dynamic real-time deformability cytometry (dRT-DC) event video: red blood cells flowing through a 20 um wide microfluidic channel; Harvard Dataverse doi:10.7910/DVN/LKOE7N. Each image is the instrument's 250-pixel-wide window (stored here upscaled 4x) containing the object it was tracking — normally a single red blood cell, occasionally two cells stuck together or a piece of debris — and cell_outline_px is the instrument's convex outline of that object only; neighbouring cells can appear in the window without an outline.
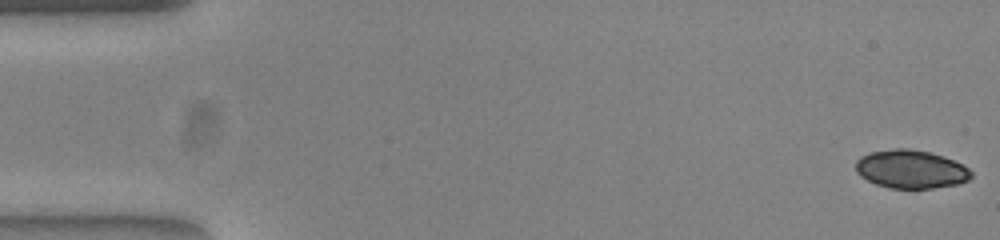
{"species": "common noctule bat (a hibernating species)", "species_latin": "Nyctalus noctula", "temperature_condition": "warm", "stored_images_in_passage": 52, "camera_frame_rate_fps": 3000, "um_per_image_px": 0.085, "animal": {"sex": "female", "body_mass_g": 23.0, "forearm_length_mm": 53.4}, "frame": {"image": 1, "passage_image": 1, "time_ms": 0.0, "image_size_px": [1000, 240], "cell_outline_px": [[972, 176], [968, 180], [956, 184], [932, 188], [888, 188], [876, 184], [860, 176], [856, 172], [856, 160], [860, 156], [868, 152], [896, 148], [908, 148], [928, 152], [952, 160], [968, 168], [972, 172]], "centroid_in_image_um": [77.37, 14.38], "position_along_channel_um": 7.6, "area_um2": 25.66}}
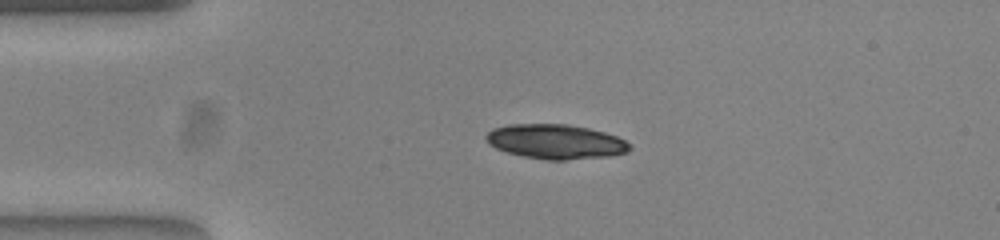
{"frame": {"image": 2, "passage_image": 12, "time_ms": 3.667, "image_size_px": [1000, 240], "cell_outline_px": [[632, 148], [628, 152], [608, 156], [564, 160], [544, 160], [524, 156], [508, 152], [496, 148], [488, 144], [484, 136], [492, 128], [508, 124], [568, 124], [588, 128], [604, 132], [616, 136], [624, 140]], "centroid_in_image_um": [47.2, 12.03], "position_along_channel_um": 37.8, "area_um2": 28.96}}
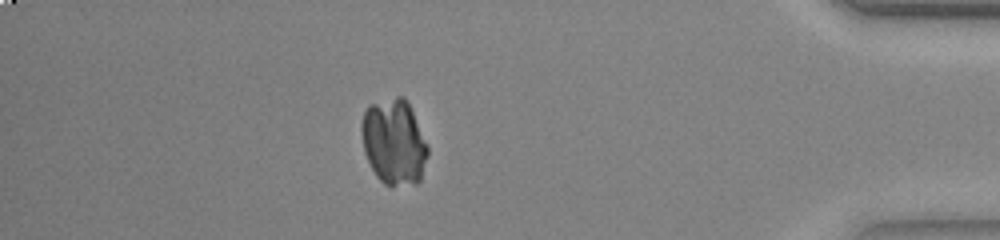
{"frame": {"image": 3, "passage_image": 46, "time_ms": 15.0, "image_size_px": [1000, 240], "cell_outline_px": [[428, 156], [420, 180], [416, 184], [392, 188], [384, 184], [376, 176], [364, 152], [360, 128], [360, 124], [364, 112], [368, 104], [396, 96], [404, 96], [412, 112], [428, 148]], "centroid_in_image_um": [33.46, 12.1], "position_along_channel_um": 401.7, "area_um2": 33.29}}